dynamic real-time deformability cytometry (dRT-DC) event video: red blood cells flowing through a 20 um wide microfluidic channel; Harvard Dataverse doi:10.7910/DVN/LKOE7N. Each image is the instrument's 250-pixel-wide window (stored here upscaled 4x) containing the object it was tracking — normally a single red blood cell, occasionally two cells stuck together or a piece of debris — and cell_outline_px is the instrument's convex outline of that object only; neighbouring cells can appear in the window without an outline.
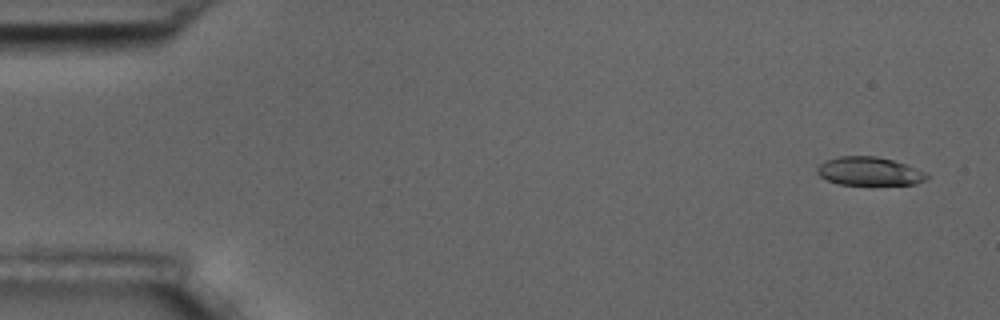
{"species": "common noctule bat (a hibernating species)", "species_latin": "Nyctalus noctula", "temperature_condition": "room temperature", "stored_images_in_passage": 5, "camera_frame_rate_fps": 3000, "um_per_image_px": 0.085, "animal": {"sex": "male", "body_mass_g": 17.5, "forearm_length_mm": 52.3}, "frame": {"image": 1, "passage_image": 1, "time_ms": 0.0, "image_size_px": [1000, 320], "cell_outline_px": [[928, 176], [924, 180], [916, 184], [840, 184], [828, 180], [820, 176], [816, 172], [816, 168], [824, 160], [836, 156], [876, 156], [908, 164], [924, 172]], "centroid_in_image_um": [73.85, 14.54], "position_along_channel_um": 11.2, "area_um2": 18.09}}
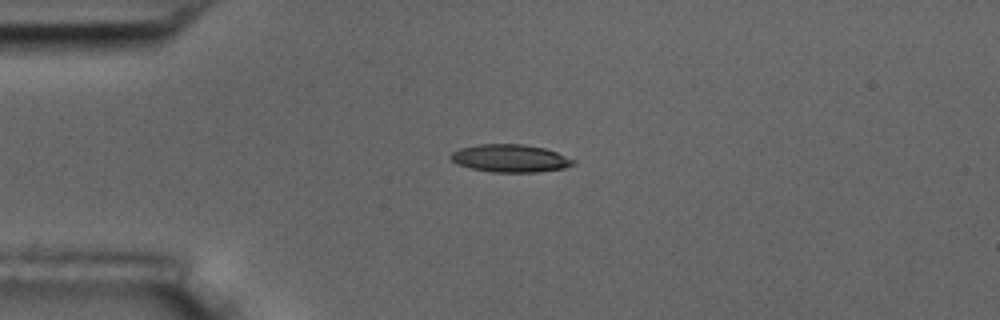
{"frame": {"image": 2, "passage_image": 4, "time_ms": 3.667, "image_size_px": [1000, 320], "cell_outline_px": [[576, 164], [564, 168], [536, 172], [492, 172], [472, 168], [456, 164], [448, 156], [452, 152], [460, 148], [476, 144], [524, 144], [544, 148], [556, 152], [576, 160]], "centroid_in_image_um": [43.36, 13.45], "position_along_channel_um": 41.6, "area_um2": 19.88}}